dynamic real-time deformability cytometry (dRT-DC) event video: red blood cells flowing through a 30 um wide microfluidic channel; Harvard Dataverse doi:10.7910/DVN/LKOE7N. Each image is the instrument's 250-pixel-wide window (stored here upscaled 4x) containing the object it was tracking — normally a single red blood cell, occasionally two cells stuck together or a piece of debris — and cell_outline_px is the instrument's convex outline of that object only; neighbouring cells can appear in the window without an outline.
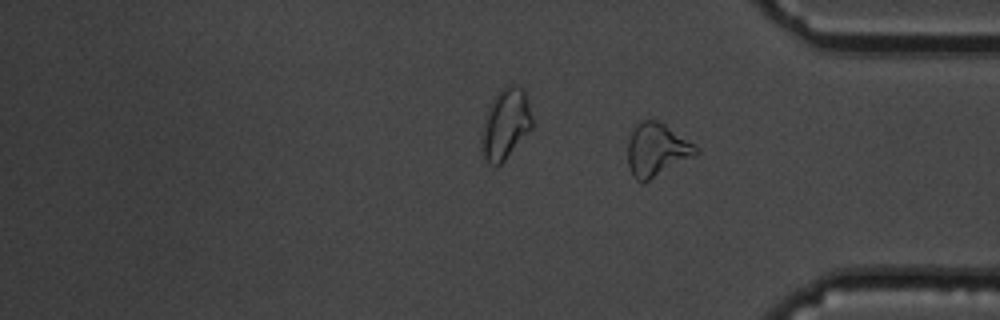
{"species": "common noctule bat (a hibernating species)", "species_latin": "Nyctalus noctula", "temperature_condition": "cold", "stored_images_in_passage": 16, "segment_of_instrument_passage": [2, 2], "camera_frame_rate_fps": 3000, "um_per_image_px": 0.085, "animal": {"sex": "male", "body_mass_g": 19.5, "forearm_length_mm": 54.6}, "frame": {"image": 1, "passage_image": 16, "time_ms": 19.0, "image_size_px": [1000, 320], "cell_outline_px": [[700, 152], [696, 156], [644, 184], [636, 180], [632, 176], [628, 168], [628, 140], [632, 132], [640, 120], [656, 120], [664, 124], [700, 148]], "centroid_in_image_um": [55.83, 12.79], "position_along_channel_um": 379.4, "area_um2": 21.44}}